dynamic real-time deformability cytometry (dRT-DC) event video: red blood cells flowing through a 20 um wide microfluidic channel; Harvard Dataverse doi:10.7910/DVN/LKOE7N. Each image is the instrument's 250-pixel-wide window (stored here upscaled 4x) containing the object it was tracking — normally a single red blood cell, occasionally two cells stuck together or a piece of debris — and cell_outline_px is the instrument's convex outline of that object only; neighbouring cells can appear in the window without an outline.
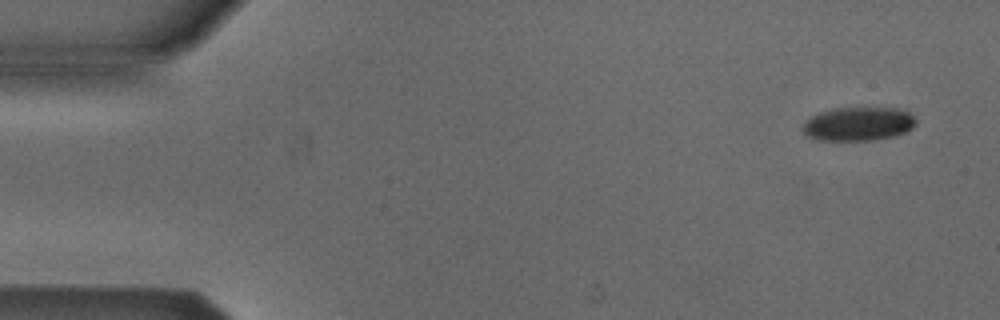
{"species": "Egyptian fruit bat (a non-hibernating species)", "species_latin": "Rousettus aegyptiacus", "temperature_condition": "cold", "stored_images_in_passage": 51, "camera_frame_rate_fps": 3000, "um_per_image_px": 0.085, "animal": {"sex": "male"}, "frame": {"image": 1, "passage_image": 1, "time_ms": 0.0, "image_size_px": [1000, 320], "cell_outline_px": [[916, 124], [908, 132], [896, 136], [872, 140], [820, 140], [804, 136], [800, 128], [804, 120], [820, 112], [832, 108], [900, 108], [908, 112], [916, 120]], "centroid_in_image_um": [72.92, 10.54], "position_along_channel_um": 12.1, "area_um2": 22.66}}
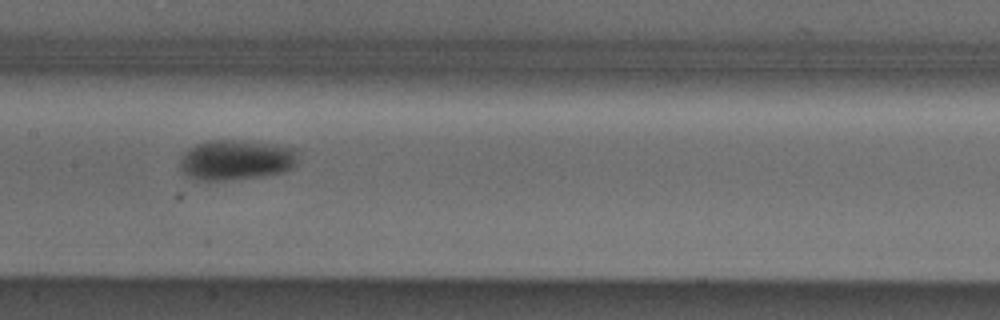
{"frame": {"image": 2, "passage_image": 24, "time_ms": 7.667, "image_size_px": [1000, 320], "cell_outline_px": [[296, 164], [292, 168], [284, 172], [264, 176], [224, 180], [196, 180], [188, 176], [180, 168], [180, 156], [188, 148], [196, 144], [208, 140], [244, 140], [296, 148]], "centroid_in_image_um": [20.04, 13.59], "position_along_channel_um": 187.4, "area_um2": 27.8}}
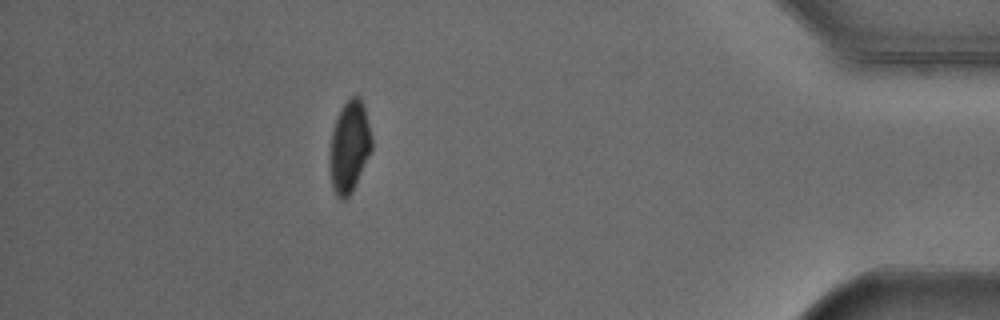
{"frame": {"image": 3, "passage_image": 45, "time_ms": 14.667, "image_size_px": [1000, 320], "cell_outline_px": [[372, 148], [356, 184], [348, 196], [344, 200], [340, 200], [336, 196], [332, 188], [328, 160], [332, 128], [340, 108], [352, 96], [360, 96], [364, 104], [372, 136]], "centroid_in_image_um": [29.67, 12.46], "position_along_channel_um": 405.5, "area_um2": 22.77}, "authors_computed_cell_mechanics": {"area_um2": 24.6228, "velocity_mm_per_s": 3.855, "shape_relaxation_time_tau1_ms": 2.58, "shape_relaxation_time_tau2_ms": null, "deformation_change_tau1": 0.0968, "deformation_change_tau2": null}}